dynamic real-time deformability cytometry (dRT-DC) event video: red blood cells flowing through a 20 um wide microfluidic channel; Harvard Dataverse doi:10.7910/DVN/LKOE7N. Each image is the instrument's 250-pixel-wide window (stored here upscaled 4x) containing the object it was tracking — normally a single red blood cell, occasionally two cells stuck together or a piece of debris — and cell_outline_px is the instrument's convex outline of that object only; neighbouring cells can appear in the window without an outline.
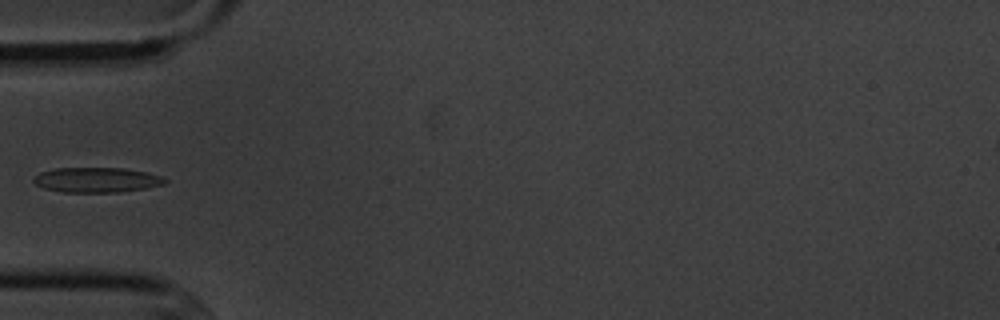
{"species": "common noctule bat (a hibernating species)", "species_latin": "Nyctalus noctula", "temperature_condition": "cold", "stored_images_in_passage": 6, "camera_frame_rate_fps": 3000, "um_per_image_px": 0.085, "animal": {"sex": "male", "body_mass_g": 20.1, "forearm_length_mm": 53.5}, "frame": {"image": 1, "passage_image": 5, "time_ms": 5.667, "image_size_px": [1000, 320], "cell_outline_px": [[168, 180], [164, 184], [144, 188], [120, 192], [64, 192], [44, 188], [36, 184], [32, 180], [40, 172], [56, 168], [124, 168], [148, 172], [160, 176]], "centroid_in_image_um": [8.22, 15.29], "position_along_channel_um": 76.8, "area_um2": 19.02}}
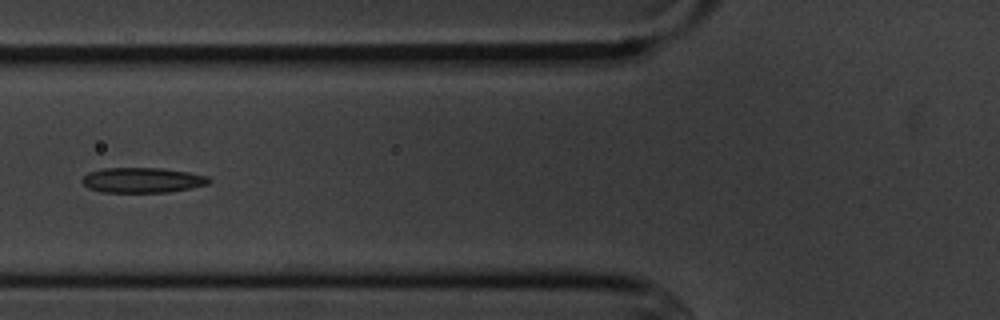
{"frame": {"image": 2, "passage_image": 6, "time_ms": 6.667, "image_size_px": [1000, 320], "cell_outline_px": [[212, 180], [208, 184], [192, 188], [168, 192], [100, 192], [88, 188], [80, 180], [88, 172], [104, 168], [164, 168], [188, 172], [208, 176]], "centroid_in_image_um": [12.11, 15.31], "position_along_channel_um": 113.7, "area_um2": 18.73}}